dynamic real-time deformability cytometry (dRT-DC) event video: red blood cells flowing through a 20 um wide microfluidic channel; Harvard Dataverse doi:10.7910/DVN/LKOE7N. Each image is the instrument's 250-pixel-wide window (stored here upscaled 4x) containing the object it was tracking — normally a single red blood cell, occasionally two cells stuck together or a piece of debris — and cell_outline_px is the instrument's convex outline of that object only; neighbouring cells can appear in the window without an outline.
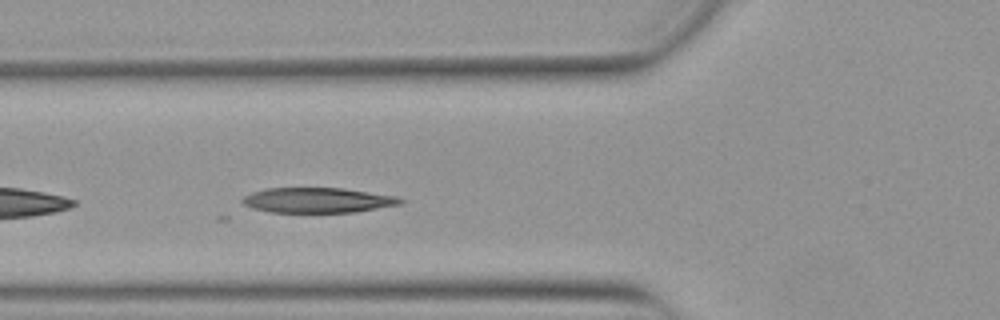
{"species": "Egyptian fruit bat (a non-hibernating species)", "species_latin": "Rousettus aegyptiacus", "temperature_condition": "warm", "stored_images_in_passage": 29, "camera_frame_rate_fps": 3000, "um_per_image_px": 0.085, "animal": {"sex": "female"}, "frame": {"image": 1, "passage_image": 4, "time_ms": 1.0, "image_size_px": [1000, 320], "cell_outline_px": [[404, 200], [400, 204], [356, 212], [268, 212], [252, 208], [244, 204], [240, 200], [244, 196], [252, 192], [264, 188], [344, 188], [400, 196]], "centroid_in_image_um": [27.01, 17.01], "position_along_channel_um": 98.8, "area_um2": 23.29}}
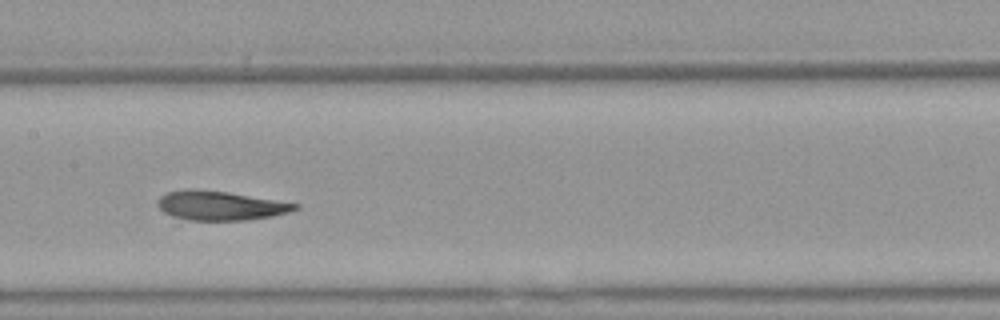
{"frame": {"image": 2, "passage_image": 11, "time_ms": 3.333, "image_size_px": [1000, 320], "cell_outline_px": [[300, 208], [288, 212], [272, 216], [248, 220], [188, 220], [172, 216], [164, 212], [156, 204], [156, 200], [160, 196], [168, 192], [184, 188], [196, 188], [228, 192], [300, 204]], "centroid_in_image_um": [18.69, 17.46], "position_along_channel_um": 188.7, "area_um2": 23.58}}
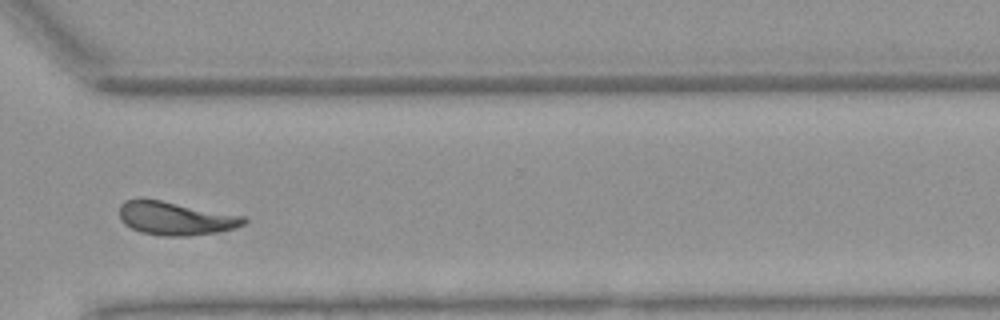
{"frame": {"image": 3, "passage_image": 24, "time_ms": 7.667, "image_size_px": [1000, 320], "cell_outline_px": [[248, 220], [244, 224], [236, 228], [220, 232], [188, 236], [164, 236], [140, 232], [124, 224], [120, 220], [120, 204], [124, 200], [136, 196], [140, 196], [244, 216]], "centroid_in_image_um": [14.87, 18.54], "position_along_channel_um": 355.7, "area_um2": 24.68}}